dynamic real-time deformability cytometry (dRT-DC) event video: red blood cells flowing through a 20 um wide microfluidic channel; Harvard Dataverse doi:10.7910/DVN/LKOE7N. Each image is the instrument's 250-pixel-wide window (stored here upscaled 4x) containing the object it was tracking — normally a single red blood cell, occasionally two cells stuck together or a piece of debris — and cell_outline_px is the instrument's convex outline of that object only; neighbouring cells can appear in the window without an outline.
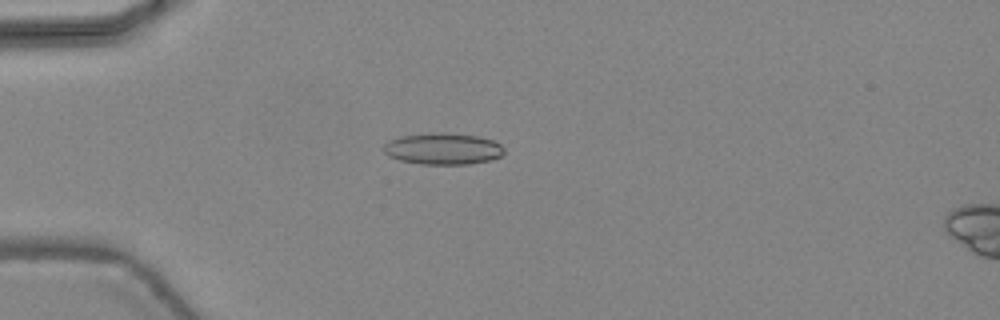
{"species": "common noctule bat (a hibernating species)", "species_latin": "Nyctalus noctula", "temperature_condition": "warm", "stored_images_in_passage": 47, "camera_frame_rate_fps": 3000, "um_per_image_px": 0.085, "animal": {"sex": "female", "body_mass_g": 24.6, "forearm_length_mm": 56.2}, "frame": {"image": 1, "passage_image": 14, "time_ms": 4.333, "image_size_px": [1000, 320], "cell_outline_px": [[504, 152], [500, 156], [492, 160], [468, 164], [420, 164], [400, 160], [388, 156], [384, 152], [384, 144], [388, 140], [404, 136], [444, 132], [476, 136], [492, 140], [500, 144], [504, 148]], "centroid_in_image_um": [37.66, 12.66], "position_along_channel_um": 47.3, "area_um2": 21.96}}
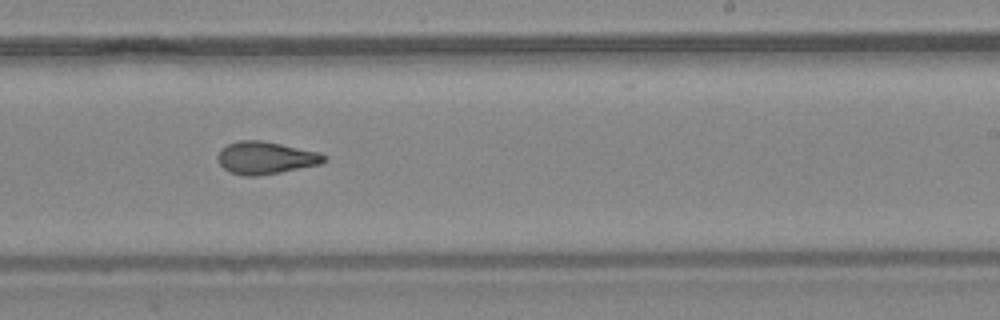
{"frame": {"image": 2, "passage_image": 30, "time_ms": 9.667, "image_size_px": [1000, 320], "cell_outline_px": [[328, 160], [320, 164], [280, 172], [256, 176], [244, 176], [232, 172], [224, 168], [216, 160], [216, 156], [220, 148], [228, 144], [240, 140], [260, 140], [320, 152], [328, 156]], "centroid_in_image_um": [22.58, 13.41], "position_along_channel_um": 266.4, "area_um2": 20.17}}
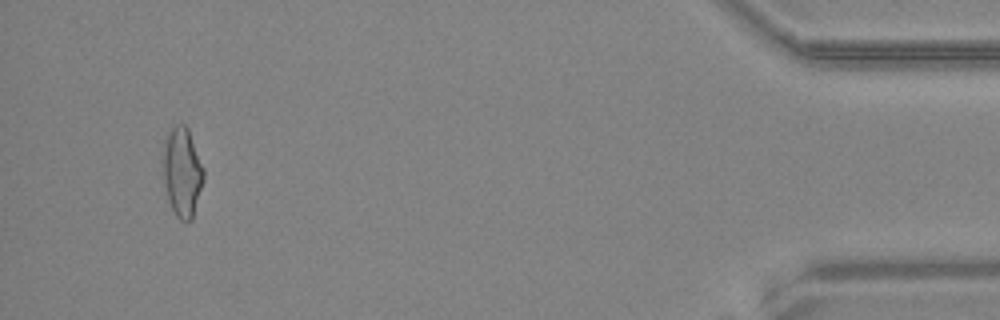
{"frame": {"image": 3, "passage_image": 45, "time_ms": 14.667, "image_size_px": [1000, 320], "cell_outline_px": [[204, 180], [192, 220], [188, 224], [180, 220], [176, 216], [168, 200], [164, 184], [164, 136], [176, 124], [184, 124], [188, 128], [204, 168]], "centroid_in_image_um": [15.5, 14.65], "position_along_channel_um": 419.7, "area_um2": 21.27}, "authors_computed_cell_mechanics": {"area_um2": 20.6346, "velocity_mm_per_s": 4.5046, "shape_relaxation_time_tau1_ms": null, "shape_relaxation_time_tau2_ms": 1.8283, "deformation_change_tau1": null, "deformation_change_tau2": 0.0723}}